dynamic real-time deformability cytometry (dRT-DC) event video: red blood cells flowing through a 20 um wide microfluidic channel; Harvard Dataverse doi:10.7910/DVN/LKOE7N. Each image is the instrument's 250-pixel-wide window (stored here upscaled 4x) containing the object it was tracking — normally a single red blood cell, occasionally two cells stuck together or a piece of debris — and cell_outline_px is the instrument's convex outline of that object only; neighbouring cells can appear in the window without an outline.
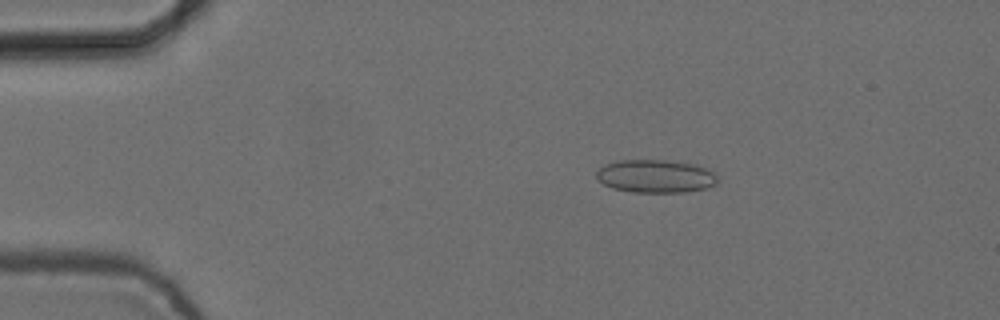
{"species": "common noctule bat (a hibernating species)", "species_latin": "Nyctalus noctula", "temperature_condition": "cold", "stored_images_in_passage": 5, "camera_frame_rate_fps": 3000, "um_per_image_px": 0.085, "animal": {"sex": "female", "body_mass_g": 24.6, "forearm_length_mm": 56.2}, "frame": {"image": 1, "passage_image": 3, "time_ms": 0.667, "image_size_px": [1000, 320], "cell_outline_px": [[716, 184], [708, 188], [684, 192], [632, 192], [612, 188], [596, 180], [596, 172], [604, 164], [620, 160], [664, 160], [696, 164], [712, 172], [716, 176]], "centroid_in_image_um": [55.69, 14.98], "position_along_channel_um": 29.3, "area_um2": 23.35}}